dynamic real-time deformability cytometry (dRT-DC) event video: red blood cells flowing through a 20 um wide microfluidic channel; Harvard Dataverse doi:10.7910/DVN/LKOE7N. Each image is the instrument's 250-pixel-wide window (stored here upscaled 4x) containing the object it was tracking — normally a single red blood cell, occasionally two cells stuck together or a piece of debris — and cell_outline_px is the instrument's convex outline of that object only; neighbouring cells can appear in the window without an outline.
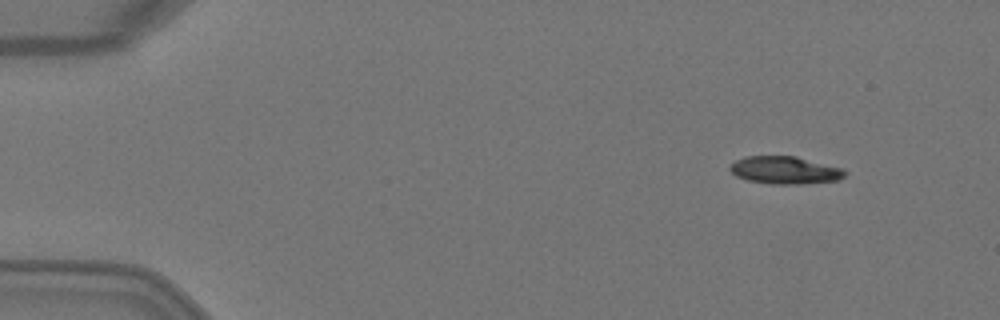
{"species": "Egyptian fruit bat (a non-hibernating species)", "species_latin": "Rousettus aegyptiacus", "temperature_condition": "warm", "stored_images_in_passage": 4, "segment_of_instrument_passage": [1, 2], "camera_frame_rate_fps": 3000, "um_per_image_px": 0.085, "animal": {"sex": "female"}, "frame": {"image": 1, "passage_image": 1, "time_ms": 0.0, "image_size_px": [1000, 320], "cell_outline_px": [[848, 172], [844, 176], [836, 180], [800, 184], [772, 184], [748, 180], [736, 176], [728, 168], [736, 160], [744, 156], [796, 156], [844, 168]], "centroid_in_image_um": [66.73, 14.46], "position_along_channel_um": 18.3, "area_um2": 18.5}}